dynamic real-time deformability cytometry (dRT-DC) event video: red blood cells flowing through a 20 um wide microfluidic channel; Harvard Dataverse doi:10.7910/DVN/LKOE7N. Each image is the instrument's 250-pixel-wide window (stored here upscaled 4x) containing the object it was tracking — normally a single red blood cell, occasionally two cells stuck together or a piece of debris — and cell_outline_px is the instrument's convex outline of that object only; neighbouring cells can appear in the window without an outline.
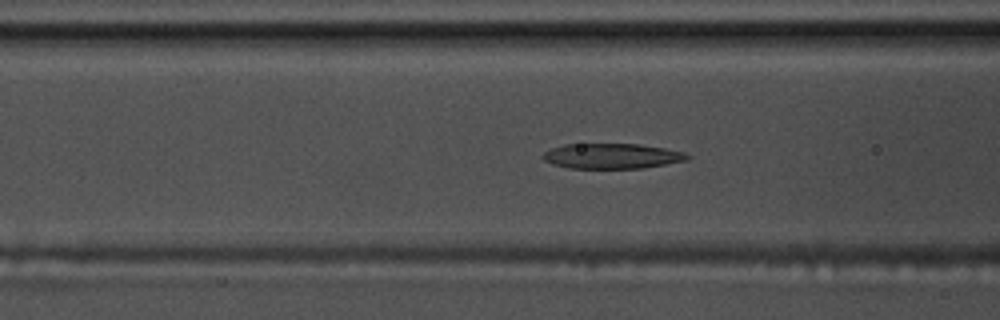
{"species": "common noctule bat (a hibernating species)", "species_latin": "Nyctalus noctula", "temperature_condition": "warm", "stored_images_in_passage": 45, "camera_frame_rate_fps": 3000, "um_per_image_px": 0.085, "animal": {"sex": "male", "body_mass_g": 17.5, "forearm_length_mm": 52.3}, "frame": {"image": 1, "passage_image": 22, "time_ms": 7.0, "image_size_px": [1000, 320], "cell_outline_px": [[692, 156], [688, 160], [640, 168], [568, 168], [552, 164], [544, 160], [540, 156], [544, 152], [552, 148], [564, 144], [640, 144], [664, 148], [684, 152]], "centroid_in_image_um": [51.99, 13.26], "position_along_channel_um": 114.6, "area_um2": 21.21}}
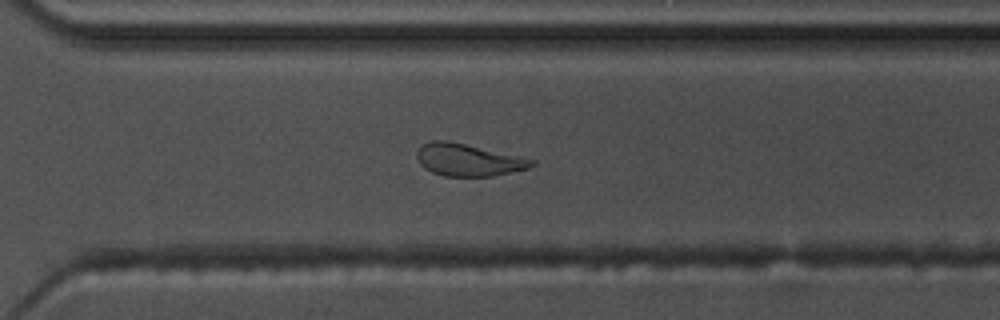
{"frame": {"image": 2, "passage_image": 40, "time_ms": 13.0, "image_size_px": [1000, 320], "cell_outline_px": [[536, 164], [528, 168], [492, 176], [444, 176], [432, 172], [424, 168], [420, 164], [416, 156], [416, 152], [424, 144], [432, 140], [448, 140], [536, 160]], "centroid_in_image_um": [39.78, 13.59], "position_along_channel_um": 330.8, "area_um2": 21.39}}
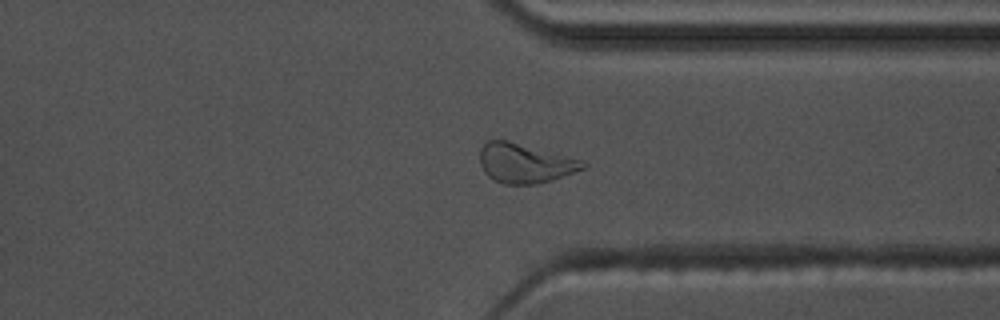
{"frame": {"image": 3, "passage_image": 43, "time_ms": 14.0, "image_size_px": [1000, 320], "cell_outline_px": [[588, 164], [584, 168], [552, 180], [536, 184], [504, 184], [488, 176], [484, 172], [480, 164], [480, 148], [488, 140], [508, 140], [584, 160]], "centroid_in_image_um": [44.62, 13.86], "position_along_channel_um": 366.8, "area_um2": 23.7}}